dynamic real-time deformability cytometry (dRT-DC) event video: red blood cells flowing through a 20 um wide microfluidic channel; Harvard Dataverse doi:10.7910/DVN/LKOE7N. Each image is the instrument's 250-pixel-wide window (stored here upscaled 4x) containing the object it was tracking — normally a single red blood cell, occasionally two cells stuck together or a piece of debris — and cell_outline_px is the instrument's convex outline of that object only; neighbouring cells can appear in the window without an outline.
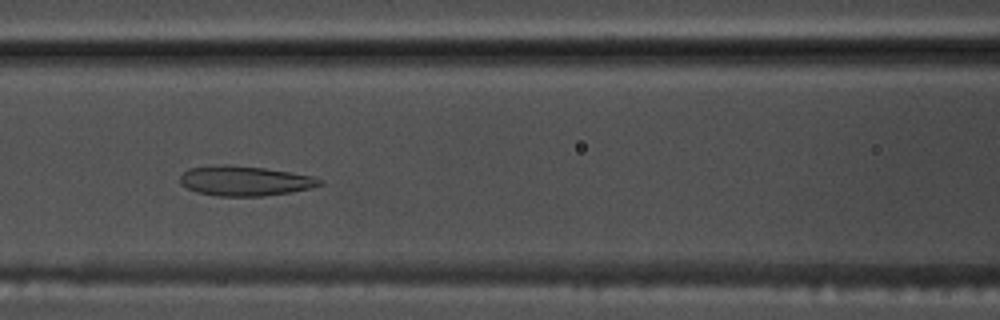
{"species": "common noctule bat (a hibernating species)", "species_latin": "Nyctalus noctula", "temperature_condition": "warm", "stored_images_in_passage": 54, "camera_frame_rate_fps": 3000, "um_per_image_px": 0.085, "animal": {"sex": "male", "body_mass_g": 17.5, "forearm_length_mm": 52.3}, "frame": {"image": 1, "passage_image": 23, "time_ms": 7.333, "image_size_px": [1000, 320], "cell_outline_px": [[324, 184], [312, 188], [292, 192], [264, 196], [220, 196], [196, 192], [180, 184], [180, 176], [188, 168], [228, 164], [264, 168], [312, 176], [324, 180]], "centroid_in_image_um": [20.83, 15.38], "position_along_channel_um": 145.8, "area_um2": 24.33}}
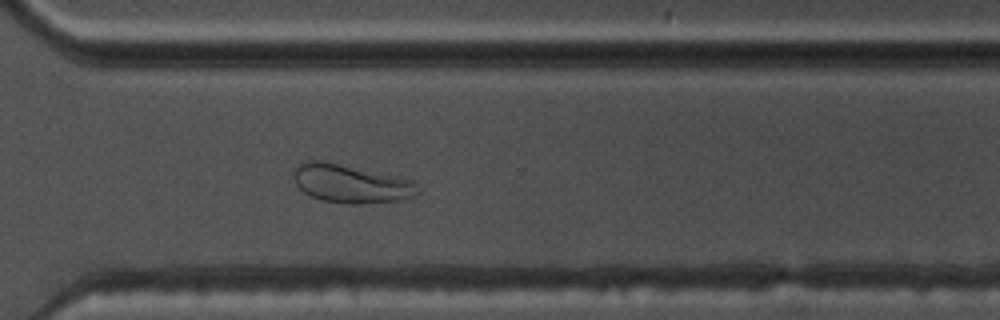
{"frame": {"image": 2, "passage_image": 39, "time_ms": 12.667, "image_size_px": [1000, 320], "cell_outline_px": [[420, 192], [412, 196], [400, 200], [360, 204], [352, 204], [320, 200], [304, 192], [296, 184], [292, 176], [292, 172], [300, 164], [308, 160], [324, 160], [412, 180]], "centroid_in_image_um": [29.78, 15.61], "position_along_channel_um": 340.8, "area_um2": 27.57}}
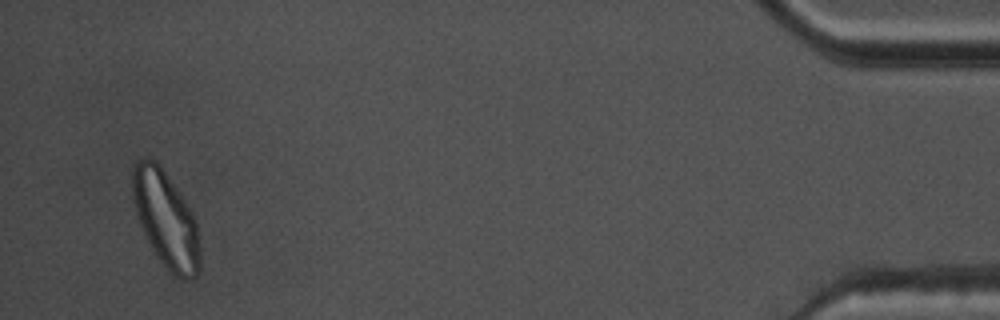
{"frame": {"image": 3, "passage_image": 52, "time_ms": 17.0, "image_size_px": [1000, 320], "cell_outline_px": [[200, 268], [196, 276], [192, 280], [180, 280], [160, 260], [152, 248], [144, 232], [136, 212], [132, 200], [132, 164], [136, 160], [148, 156], [156, 160], [184, 200], [192, 212], [196, 224], [200, 248]], "centroid_in_image_um": [14.08, 18.62], "position_along_channel_um": 421.1, "area_um2": 37.57}, "authors_computed_cell_mechanics": {"area_um2": 29.4202, "velocity_mm_per_s": 3.6639, "shape_relaxation_time_tau1_ms": null, "shape_relaxation_time_tau2_ms": 1.7659, "deformation_change_tau1": null, "deformation_change_tau2": 0.0895}}